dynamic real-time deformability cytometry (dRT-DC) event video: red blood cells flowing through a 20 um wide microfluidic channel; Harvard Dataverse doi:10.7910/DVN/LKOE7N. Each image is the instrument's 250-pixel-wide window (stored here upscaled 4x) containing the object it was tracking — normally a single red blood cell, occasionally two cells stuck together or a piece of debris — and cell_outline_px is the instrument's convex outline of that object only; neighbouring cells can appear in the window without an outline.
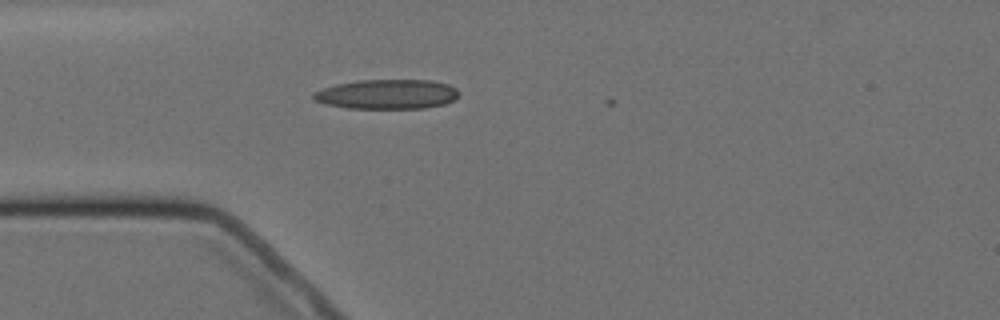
{"species": "Egyptian fruit bat (a non-hibernating species)", "species_latin": "Rousettus aegyptiacus", "temperature_condition": "cold", "stored_images_in_passage": 1, "camera_frame_rate_fps": 3000, "um_per_image_px": 0.085, "animal": {"sex": "female"}, "frame": {"image": 1, "passage_image": 1, "time_ms": 0.0, "image_size_px": [1000, 320], "cell_outline_px": [[460, 92], [452, 100], [444, 104], [424, 108], [348, 108], [324, 104], [316, 100], [312, 96], [312, 92], [336, 84], [356, 80], [432, 80], [448, 84], [456, 88]], "centroid_in_image_um": [32.88, 8.0], "position_along_channel_um": 52.1, "area_um2": 25.09}}